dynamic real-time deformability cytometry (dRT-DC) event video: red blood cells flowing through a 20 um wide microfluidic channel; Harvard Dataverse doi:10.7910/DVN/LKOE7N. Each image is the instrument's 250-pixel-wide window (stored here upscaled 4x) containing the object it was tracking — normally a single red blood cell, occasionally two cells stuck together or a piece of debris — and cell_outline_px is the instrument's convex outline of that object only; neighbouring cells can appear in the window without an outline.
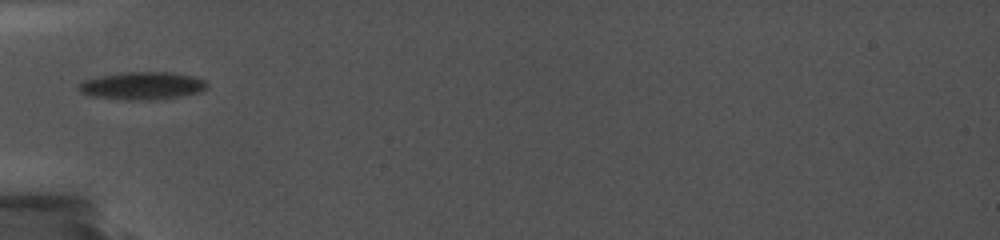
{"species": "common noctule bat (a hibernating species)", "species_latin": "Nyctalus noctula", "temperature_condition": "cold", "stored_images_in_passage": 31, "camera_frame_rate_fps": 5000, "um_per_image_px": 0.085, "animal": {"sex": "female", "body_mass_g": 19.0, "forearm_length_mm": 56.7}, "frame": {"image": 1, "passage_image": 1, "time_ms": 0.0, "image_size_px": [1000, 240], "cell_outline_px": [[208, 84], [204, 92], [156, 100], [128, 100], [92, 96], [80, 92], [80, 84], [84, 80], [100, 76], [120, 72], [172, 72], [192, 76], [204, 80]], "centroid_in_image_um": [12.14, 7.29], "position_along_channel_um": 72.9, "area_um2": 20.75}}
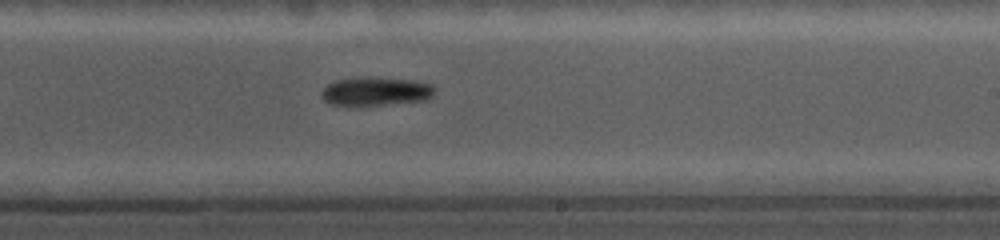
{"frame": {"image": 2, "passage_image": 20, "time_ms": 5.0, "image_size_px": [1000, 240], "cell_outline_px": [[436, 92], [428, 100], [360, 108], [348, 108], [328, 104], [320, 96], [320, 92], [328, 84], [336, 80], [364, 76], [416, 80], [432, 84], [436, 88]], "centroid_in_image_um": [31.92, 7.81], "position_along_channel_um": 257.1, "area_um2": 20.23}}
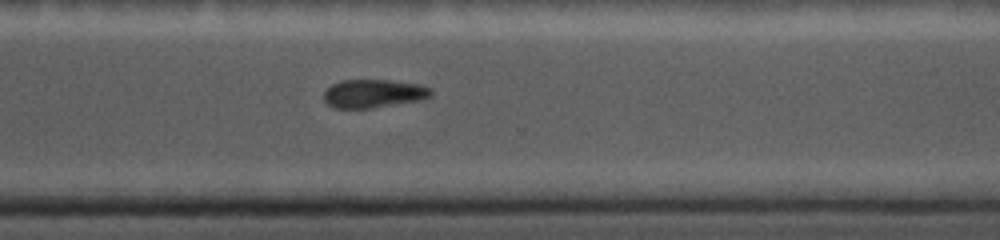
{"frame": {"image": 3, "passage_image": 28, "time_ms": 7.2, "image_size_px": [1000, 240], "cell_outline_px": [[432, 96], [424, 100], [372, 108], [336, 108], [328, 104], [324, 100], [324, 92], [332, 84], [340, 80], [388, 80], [420, 84], [432, 88]], "centroid_in_image_um": [31.8, 7.95], "position_along_channel_um": 338.8, "area_um2": 17.92}}